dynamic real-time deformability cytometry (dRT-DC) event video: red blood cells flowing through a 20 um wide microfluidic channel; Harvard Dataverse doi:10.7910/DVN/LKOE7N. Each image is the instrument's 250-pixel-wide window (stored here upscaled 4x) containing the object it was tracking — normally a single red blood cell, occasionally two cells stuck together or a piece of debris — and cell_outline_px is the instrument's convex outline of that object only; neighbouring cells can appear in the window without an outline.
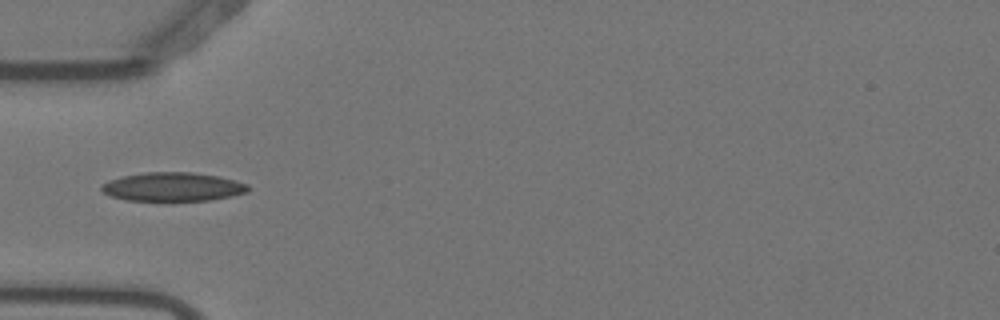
{"species": "Egyptian fruit bat (a non-hibernating species)", "species_latin": "Rousettus aegyptiacus", "temperature_condition": "warm", "stored_images_in_passage": 5, "camera_frame_rate_fps": 3000, "um_per_image_px": 0.085, "animal": {"sex": "female"}, "frame": {"image": 1, "passage_image": 5, "time_ms": 1.333, "image_size_px": [1000, 320], "cell_outline_px": [[248, 192], [232, 196], [208, 200], [124, 200], [112, 196], [104, 192], [100, 188], [100, 184], [108, 180], [124, 176], [144, 172], [192, 172], [220, 176], [248, 184]], "centroid_in_image_um": [14.68, 15.87], "position_along_channel_um": 70.3, "area_um2": 24.51}}